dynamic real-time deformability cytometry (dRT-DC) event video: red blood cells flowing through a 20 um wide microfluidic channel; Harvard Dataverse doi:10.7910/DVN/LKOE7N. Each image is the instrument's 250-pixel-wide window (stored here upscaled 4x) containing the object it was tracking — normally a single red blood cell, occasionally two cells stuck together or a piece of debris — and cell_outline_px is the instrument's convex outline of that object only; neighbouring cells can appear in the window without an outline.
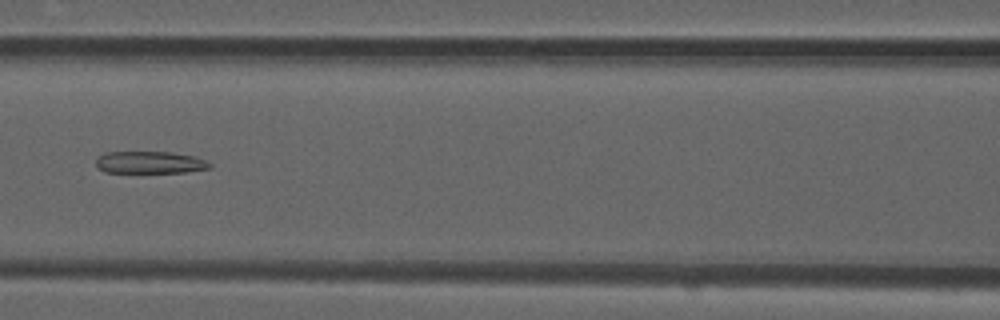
{"species": "common noctule bat (a hibernating species)", "species_latin": "Nyctalus noctula", "temperature_condition": "room temperature", "stored_images_in_passage": 8, "segment_of_instrument_passage": [2, 2], "camera_frame_rate_fps": 3000, "um_per_image_px": 0.085, "animal": {"sex": "male", "forearm_length_mm": 52.5}, "frame": {"image": 1, "passage_image": 7, "time_ms": 2.0, "image_size_px": [1000, 320], "cell_outline_px": [[212, 168], [184, 172], [104, 172], [96, 168], [96, 160], [104, 152], [172, 152], [196, 156], [212, 164]], "centroid_in_image_um": [12.75, 13.8], "position_along_channel_um": 153.9, "area_um2": 14.74}}
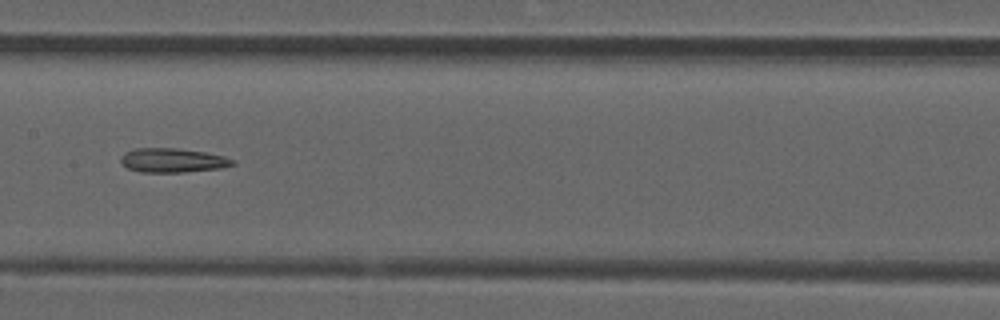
{"frame": {"image": 2, "passage_image": 8, "time_ms": 2.333, "image_size_px": [1000, 320], "cell_outline_px": [[236, 164], [220, 168], [184, 172], [140, 172], [128, 168], [120, 160], [120, 156], [124, 152], [136, 148], [176, 148], [204, 152], [224, 156], [236, 160]], "centroid_in_image_um": [14.68, 13.62], "position_along_channel_um": 192.7, "area_um2": 15.78}}